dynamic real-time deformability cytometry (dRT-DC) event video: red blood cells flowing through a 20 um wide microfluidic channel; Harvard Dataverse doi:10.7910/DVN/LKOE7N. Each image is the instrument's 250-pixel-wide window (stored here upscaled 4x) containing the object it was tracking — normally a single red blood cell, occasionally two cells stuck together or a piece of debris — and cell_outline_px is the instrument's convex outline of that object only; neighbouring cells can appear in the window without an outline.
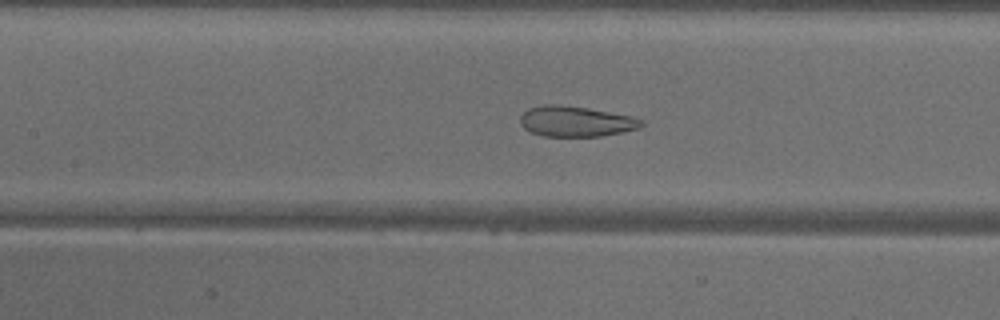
{"species": "common noctule bat (a hibernating species)", "species_latin": "Nyctalus noctula", "temperature_condition": "warm", "stored_images_in_passage": 41, "camera_frame_rate_fps": 3000, "um_per_image_px": 0.085, "animal": {"sex": "male", "body_mass_g": 18.8}, "frame": {"image": 1, "passage_image": 14, "time_ms": 4.333, "image_size_px": [1000, 320], "cell_outline_px": [[644, 124], [640, 128], [600, 136], [544, 136], [532, 132], [524, 128], [520, 124], [520, 116], [528, 108], [548, 104], [556, 104], [588, 108], [632, 116], [644, 120]], "centroid_in_image_um": [48.95, 10.31], "position_along_channel_um": 158.4, "area_um2": 21.44}}
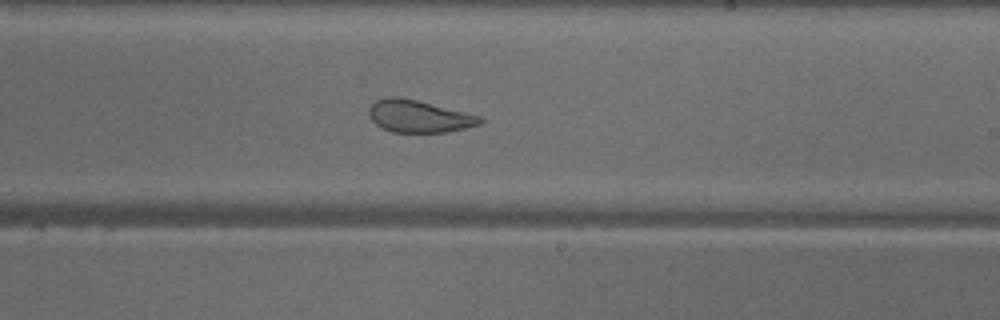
{"frame": {"image": 2, "passage_image": 21, "time_ms": 6.667, "image_size_px": [1000, 320], "cell_outline_px": [[484, 120], [480, 124], [464, 128], [444, 132], [392, 132], [376, 124], [372, 120], [368, 112], [368, 108], [376, 100], [388, 96], [400, 96], [480, 116]], "centroid_in_image_um": [35.57, 9.87], "position_along_channel_um": 253.4, "area_um2": 20.63}}
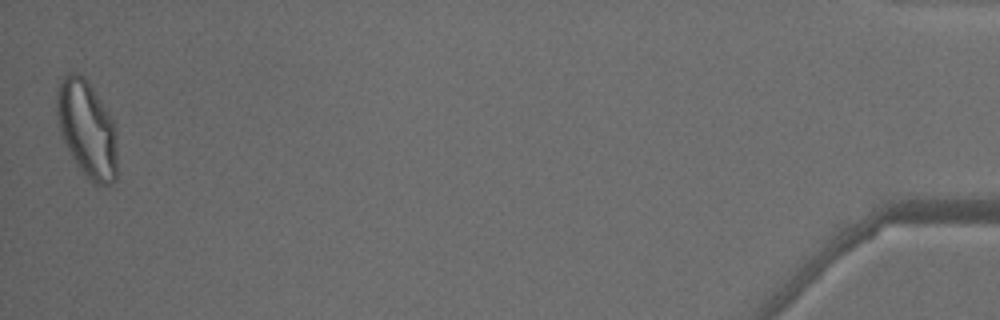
{"frame": {"image": 3, "passage_image": 41, "time_ms": 13.333, "image_size_px": [1000, 320], "cell_outline_px": [[116, 180], [112, 184], [92, 184], [76, 164], [68, 152], [60, 128], [56, 112], [56, 100], [60, 84], [64, 76], [68, 72], [80, 72], [88, 80], [108, 112], [116, 128]], "centroid_in_image_um": [7.4, 10.97], "position_along_channel_um": 427.8, "area_um2": 34.1}, "authors_computed_cell_mechanics": {"area_um2": 26.01, "velocity_mm_per_s": 4.0836, "shape_relaxation_time_tau1_ms": null, "shape_relaxation_time_tau2_ms": 1.1248, "deformation_change_tau1": null, "deformation_change_tau2": 0.0804}}